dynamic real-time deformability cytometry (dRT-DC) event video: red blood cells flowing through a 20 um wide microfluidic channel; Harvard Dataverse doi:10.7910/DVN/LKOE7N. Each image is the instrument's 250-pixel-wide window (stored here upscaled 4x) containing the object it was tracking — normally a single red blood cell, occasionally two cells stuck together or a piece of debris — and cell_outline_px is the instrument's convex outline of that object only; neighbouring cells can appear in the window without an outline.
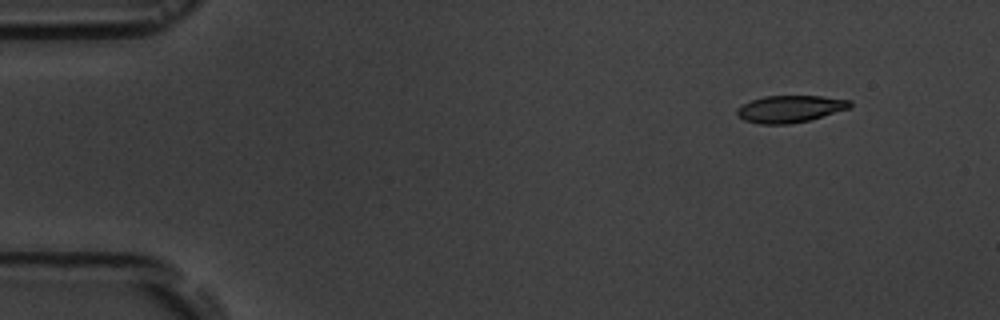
{"species": "common noctule bat (a hibernating species)", "species_latin": "Nyctalus noctula", "temperature_condition": "room temperature", "stored_images_in_passage": 6, "camera_frame_rate_fps": 3000, "um_per_image_px": 0.085, "animal": {"sex": "male", "body_mass_g": 19.5, "forearm_length_mm": 54.6}, "frame": {"image": 1, "passage_image": 2, "time_ms": 1.333, "image_size_px": [1000, 320], "cell_outline_px": [[852, 104], [848, 108], [808, 120], [788, 124], [756, 124], [744, 120], [736, 116], [736, 108], [752, 100], [764, 96], [820, 96], [852, 100]], "centroid_in_image_um": [67.1, 9.26], "position_along_channel_um": 17.9, "area_um2": 17.69}}
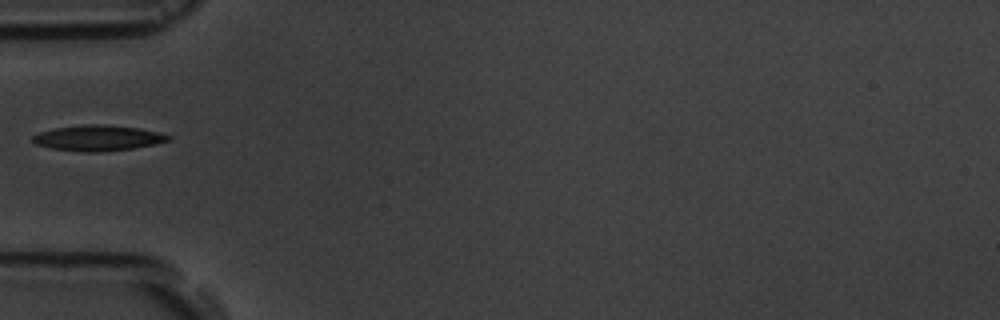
{"frame": {"image": 2, "passage_image": 5, "time_ms": 5.667, "image_size_px": [1000, 320], "cell_outline_px": [[172, 140], [132, 148], [100, 152], [88, 152], [52, 148], [36, 144], [32, 140], [32, 136], [40, 132], [52, 128], [84, 124], [100, 124], [136, 128], [160, 132], [172, 136]], "centroid_in_image_um": [8.32, 11.72], "position_along_channel_um": 76.7, "area_um2": 20.06}}
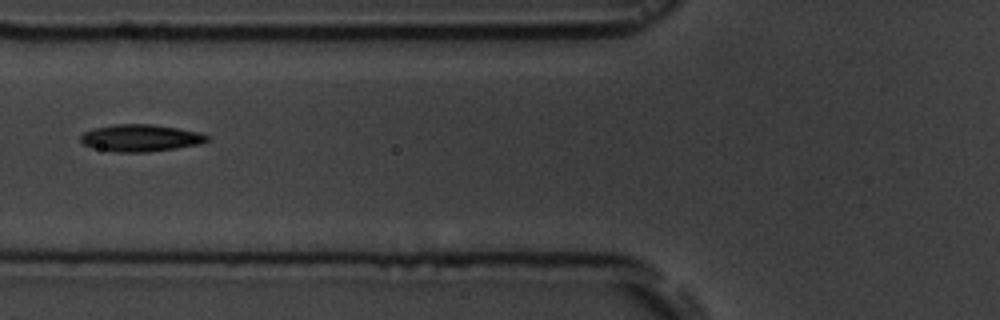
{"frame": {"image": 3, "passage_image": 6, "time_ms": 6.667, "image_size_px": [1000, 320], "cell_outline_px": [[208, 140], [200, 144], [176, 148], [148, 152], [116, 152], [92, 148], [84, 144], [80, 140], [80, 136], [84, 132], [96, 128], [112, 124], [152, 124], [200, 132], [208, 136]], "centroid_in_image_um": [11.93, 11.73], "position_along_channel_um": 113.9, "area_um2": 19.88}}